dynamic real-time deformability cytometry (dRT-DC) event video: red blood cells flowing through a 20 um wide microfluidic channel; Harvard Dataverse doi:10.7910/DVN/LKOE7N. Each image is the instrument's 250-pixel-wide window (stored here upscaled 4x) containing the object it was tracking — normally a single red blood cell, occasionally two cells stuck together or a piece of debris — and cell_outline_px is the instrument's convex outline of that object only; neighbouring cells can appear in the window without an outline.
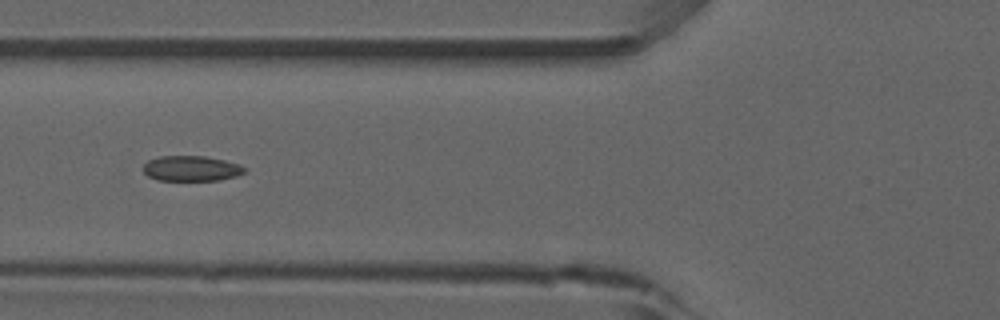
{"species": "common noctule bat (a hibernating species)", "species_latin": "Nyctalus noctula", "temperature_condition": "room temperature", "stored_images_in_passage": 3, "camera_frame_rate_fps": 3000, "um_per_image_px": 0.085, "animal": {"sex": "male", "forearm_length_mm": 52.5}, "frame": {"image": 1, "passage_image": 3, "time_ms": 2.333, "image_size_px": [1000, 320], "cell_outline_px": [[248, 168], [244, 172], [236, 176], [220, 180], [156, 180], [148, 176], [144, 172], [144, 164], [148, 160], [160, 156], [204, 156], [224, 160], [240, 164]], "centroid_in_image_um": [16.28, 14.32], "position_along_channel_um": 109.5, "area_um2": 14.97}}